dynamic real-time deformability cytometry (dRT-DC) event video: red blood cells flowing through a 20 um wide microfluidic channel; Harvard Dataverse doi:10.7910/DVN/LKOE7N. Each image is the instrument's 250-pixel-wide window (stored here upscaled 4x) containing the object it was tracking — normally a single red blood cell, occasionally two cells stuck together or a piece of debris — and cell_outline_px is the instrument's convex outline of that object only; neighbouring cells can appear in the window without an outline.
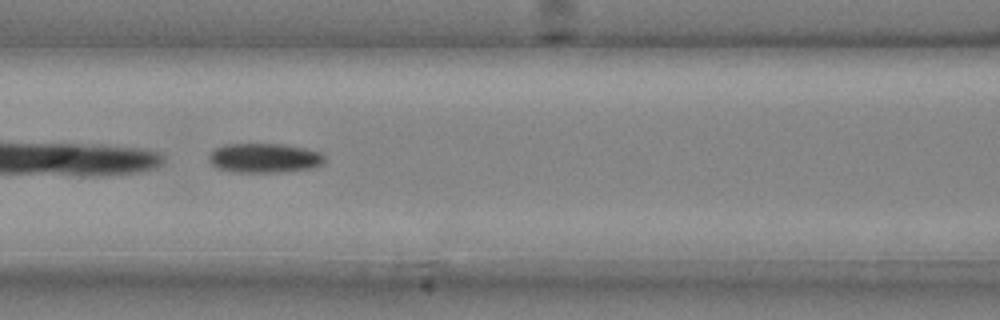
{"species": "common noctule bat (a hibernating species)", "species_latin": "Nyctalus noctula", "temperature_condition": "cold", "stored_images_in_passage": 41, "camera_frame_rate_fps": 3000, "um_per_image_px": 0.085, "animal": {"sex": "male", "body_mass_g": 20.4}, "frame": {"image": 1, "passage_image": 19, "time_ms": 6.0, "image_size_px": [1000, 320], "cell_outline_px": [[324, 160], [320, 164], [312, 168], [276, 172], [236, 172], [216, 168], [208, 160], [208, 156], [216, 148], [224, 144], [284, 144], [304, 148], [320, 152], [324, 156]], "centroid_in_image_um": [22.43, 13.42], "position_along_channel_um": 144.2, "area_um2": 19.71}}
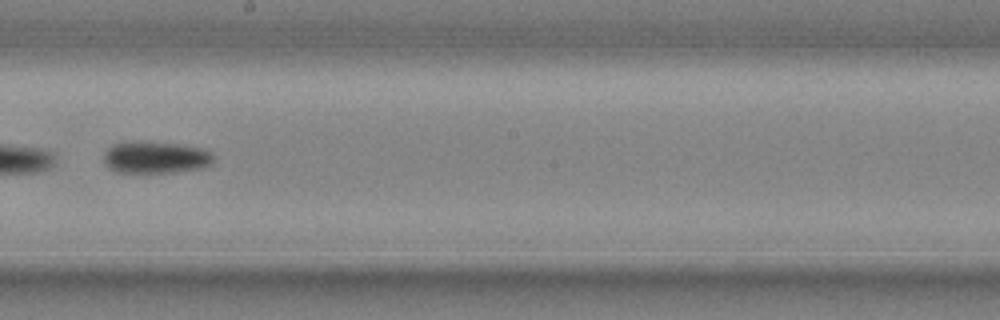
{"frame": {"image": 2, "passage_image": 25, "time_ms": 8.0, "image_size_px": [1000, 320], "cell_outline_px": [[212, 164], [204, 168], [176, 172], [116, 172], [108, 168], [104, 164], [104, 152], [112, 144], [128, 140], [136, 140], [180, 144], [204, 148], [212, 152]], "centroid_in_image_um": [13.21, 13.36], "position_along_channel_um": 235.0, "area_um2": 20.98}}
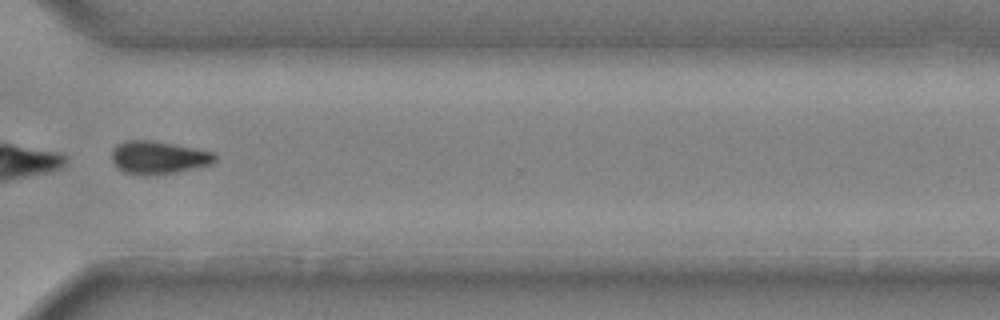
{"frame": {"image": 3, "passage_image": 33, "time_ms": 10.667, "image_size_px": [1000, 320], "cell_outline_px": [[216, 160], [212, 164], [196, 168], [176, 172], [144, 176], [140, 176], [124, 172], [112, 160], [112, 152], [116, 144], [128, 140], [152, 140], [212, 152], [216, 156]], "centroid_in_image_um": [13.45, 13.4], "position_along_channel_um": 357.1, "area_um2": 19.65}}